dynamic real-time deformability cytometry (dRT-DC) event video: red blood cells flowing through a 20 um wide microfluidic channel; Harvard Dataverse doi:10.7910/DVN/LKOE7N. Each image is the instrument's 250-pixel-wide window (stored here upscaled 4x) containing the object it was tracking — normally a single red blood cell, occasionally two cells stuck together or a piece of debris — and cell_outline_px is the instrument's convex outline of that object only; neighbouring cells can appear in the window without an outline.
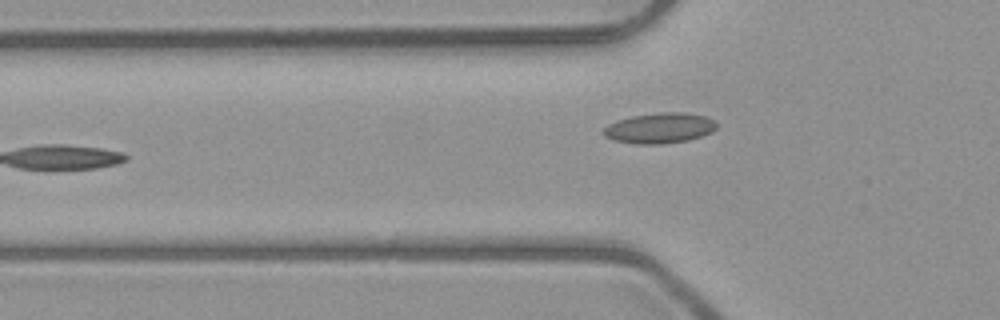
{"species": "common noctule bat (a hibernating species)", "species_latin": "Nyctalus noctula", "temperature_condition": "room temperature", "stored_images_in_passage": 3, "camera_frame_rate_fps": 3000, "um_per_image_px": 0.085, "animal": {"sex": "male", "body_mass_g": 23.1, "forearm_length_mm": 52.7}, "frame": {"image": 1, "passage_image": 3, "time_ms": 2.333, "image_size_px": [1000, 320], "cell_outline_px": [[716, 128], [712, 132], [688, 140], [660, 144], [636, 144], [616, 140], [604, 136], [600, 132], [608, 124], [632, 116], [656, 112], [688, 112], [704, 116], [716, 120]], "centroid_in_image_um": [56.08, 10.87], "position_along_channel_um": 69.7, "area_um2": 20.11}}